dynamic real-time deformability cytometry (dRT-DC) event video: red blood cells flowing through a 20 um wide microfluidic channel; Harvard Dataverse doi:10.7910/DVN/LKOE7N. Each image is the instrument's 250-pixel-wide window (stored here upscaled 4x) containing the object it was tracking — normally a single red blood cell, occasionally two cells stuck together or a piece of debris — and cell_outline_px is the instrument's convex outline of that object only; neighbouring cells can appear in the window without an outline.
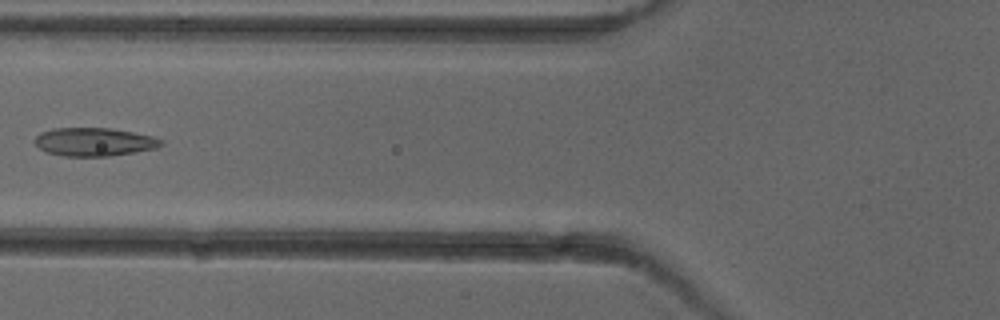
{"species": "common noctule bat (a hibernating species)", "species_latin": "Nyctalus noctula", "temperature_condition": "cold", "stored_images_in_passage": 5, "camera_frame_rate_fps": 3000, "um_per_image_px": 0.085, "animal": {"sex": "female"}, "frame": {"image": 1, "passage_image": 4, "time_ms": 3.667, "image_size_px": [1000, 320], "cell_outline_px": [[164, 144], [156, 148], [136, 152], [108, 156], [64, 156], [48, 152], [40, 148], [32, 140], [40, 132], [52, 128], [112, 128], [152, 136], [164, 140]], "centroid_in_image_um": [8.01, 12.05], "position_along_channel_um": 117.8, "area_um2": 20.92}}
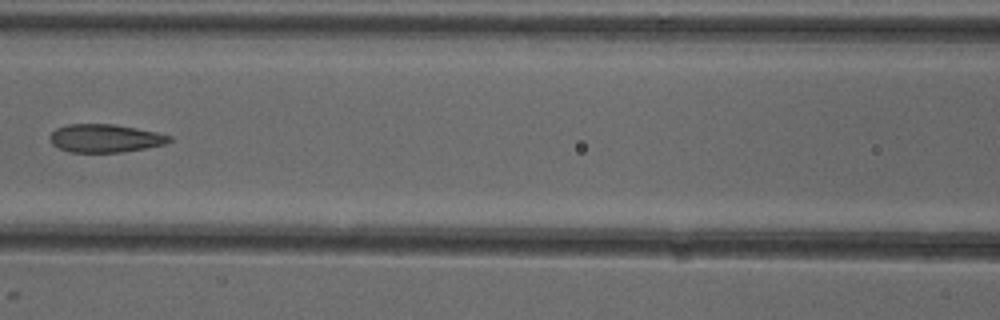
{"frame": {"image": 2, "passage_image": 5, "time_ms": 4.667, "image_size_px": [1000, 320], "cell_outline_px": [[172, 140], [164, 144], [144, 148], [120, 152], [72, 152], [60, 148], [52, 144], [48, 136], [56, 128], [68, 124], [112, 124], [136, 128], [156, 132], [172, 136]], "centroid_in_image_um": [8.91, 11.74], "position_along_channel_um": 157.7, "area_um2": 19.42}}